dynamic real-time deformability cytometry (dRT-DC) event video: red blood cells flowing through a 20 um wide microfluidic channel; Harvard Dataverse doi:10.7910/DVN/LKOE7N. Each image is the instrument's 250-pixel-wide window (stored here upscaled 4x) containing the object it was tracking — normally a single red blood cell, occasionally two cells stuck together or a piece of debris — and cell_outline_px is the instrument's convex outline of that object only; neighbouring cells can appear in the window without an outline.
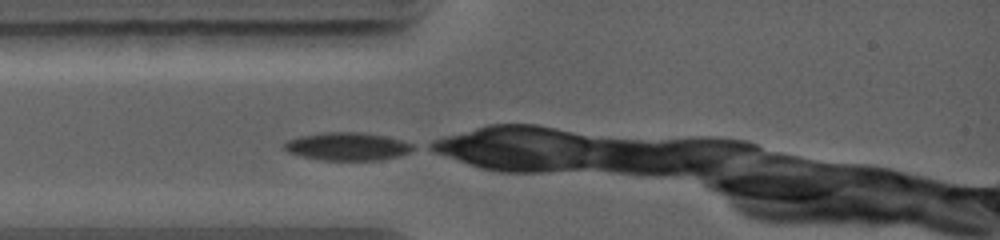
{"species": "common noctule bat (a hibernating species)", "species_latin": "Nyctalus noctula", "temperature_condition": "warm", "stored_images_in_passage": 4, "camera_frame_rate_fps": 5000, "um_per_image_px": 0.085, "animal": {"sex": "female", "body_mass_g": 19.0, "forearm_length_mm": 56.7}, "frame": {"image": 1, "passage_image": 3, "time_ms": 1.8, "image_size_px": [1000, 240], "cell_outline_px": [[416, 148], [400, 156], [380, 160], [320, 160], [288, 152], [284, 148], [284, 144], [288, 140], [300, 136], [320, 132], [364, 132], [384, 136], [400, 140], [412, 144]], "centroid_in_image_um": [29.53, 12.44], "position_along_channel_um": 55.5, "area_um2": 20.92}}